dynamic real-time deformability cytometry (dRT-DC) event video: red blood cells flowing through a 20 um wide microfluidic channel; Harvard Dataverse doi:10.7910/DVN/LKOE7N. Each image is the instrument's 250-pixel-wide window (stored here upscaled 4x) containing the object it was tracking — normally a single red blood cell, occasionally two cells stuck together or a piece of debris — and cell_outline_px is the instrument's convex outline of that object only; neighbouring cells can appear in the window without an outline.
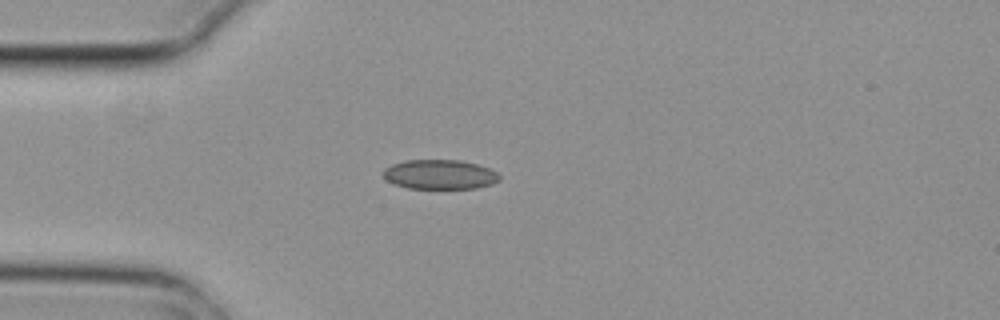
{"species": "common noctule bat (a hibernating species)", "species_latin": "Nyctalus noctula", "temperature_condition": "cold", "stored_images_in_passage": 1, "camera_frame_rate_fps": 3000, "um_per_image_px": 0.085, "animal": {"sex": "female", "body_mass_g": 29.2, "forearm_length_mm": 56.3}, "frame": {"image": 1, "passage_image": 1, "time_ms": 0.0, "image_size_px": [1000, 320], "cell_outline_px": [[500, 180], [492, 184], [476, 188], [408, 188], [396, 184], [388, 180], [380, 172], [384, 168], [392, 164], [404, 160], [460, 160], [476, 164], [488, 168], [496, 172], [500, 176]], "centroid_in_image_um": [37.37, 14.82], "position_along_channel_um": 47.6, "area_um2": 19.94}}